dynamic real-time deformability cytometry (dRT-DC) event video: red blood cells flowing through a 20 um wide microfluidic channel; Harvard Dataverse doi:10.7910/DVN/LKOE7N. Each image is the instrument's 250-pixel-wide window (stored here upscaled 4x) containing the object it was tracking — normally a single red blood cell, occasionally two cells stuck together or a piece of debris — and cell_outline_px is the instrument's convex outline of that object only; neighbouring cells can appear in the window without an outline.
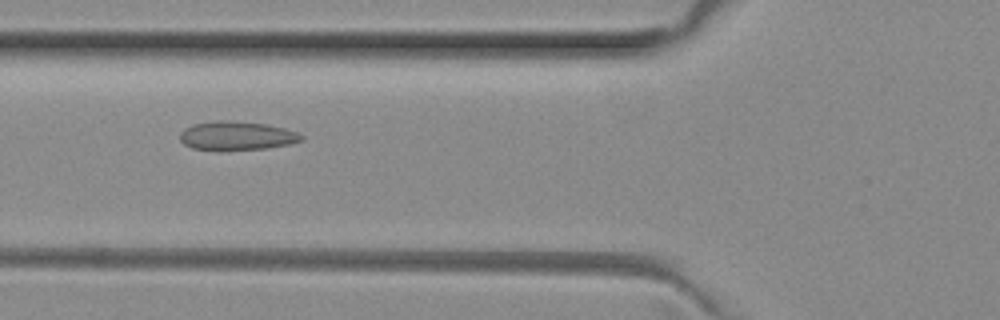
{"species": "common noctule bat (a hibernating species)", "species_latin": "Nyctalus noctula", "temperature_condition": "room temperature", "stored_images_in_passage": 35, "camera_frame_rate_fps": 3000, "um_per_image_px": 0.085, "animal": {"sex": "female", "body_mass_g": 29.2, "forearm_length_mm": 56.3}, "frame": {"image": 1, "passage_image": 3, "time_ms": 0.667, "image_size_px": [1000, 320], "cell_outline_px": [[304, 140], [288, 144], [264, 148], [220, 152], [216, 152], [192, 148], [184, 144], [180, 140], [180, 132], [184, 128], [192, 124], [216, 120], [228, 120], [264, 124], [284, 128], [296, 132], [304, 136]], "centroid_in_image_um": [20.06, 11.56], "position_along_channel_um": 105.7, "area_um2": 20.81}}
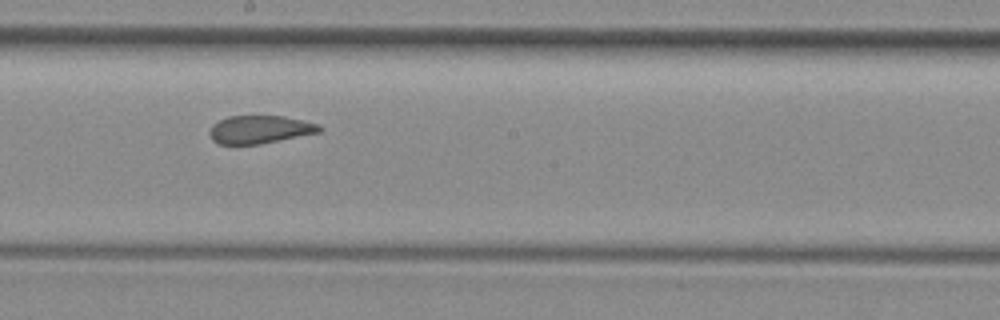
{"frame": {"image": 2, "passage_image": 12, "time_ms": 3.667, "image_size_px": [1000, 320], "cell_outline_px": [[324, 128], [320, 132], [260, 144], [220, 144], [212, 140], [208, 132], [212, 124], [228, 116], [284, 116], [304, 120], [320, 124]], "centroid_in_image_um": [22.1, 11.0], "position_along_channel_um": 226.1, "area_um2": 18.03}}
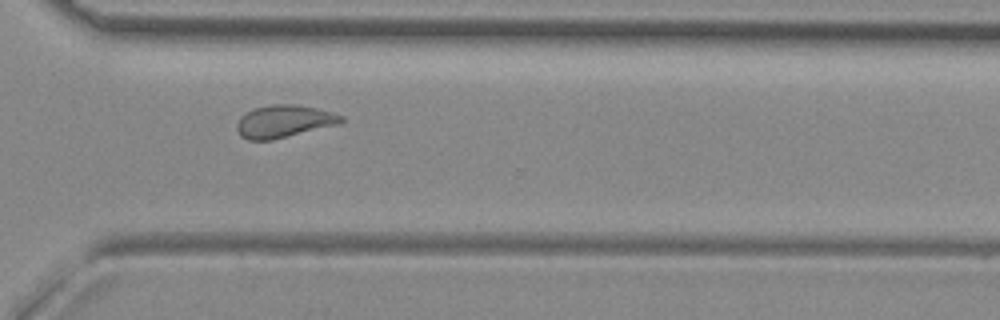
{"frame": {"image": 3, "passage_image": 21, "time_ms": 6.667, "image_size_px": [1000, 320], "cell_outline_px": [[344, 120], [340, 124], [272, 140], [248, 140], [240, 136], [236, 128], [236, 124], [240, 116], [256, 108], [272, 104], [292, 104], [316, 108], [332, 112], [344, 116]], "centroid_in_image_um": [24.14, 10.32], "position_along_channel_um": 346.5, "area_um2": 19.77}}